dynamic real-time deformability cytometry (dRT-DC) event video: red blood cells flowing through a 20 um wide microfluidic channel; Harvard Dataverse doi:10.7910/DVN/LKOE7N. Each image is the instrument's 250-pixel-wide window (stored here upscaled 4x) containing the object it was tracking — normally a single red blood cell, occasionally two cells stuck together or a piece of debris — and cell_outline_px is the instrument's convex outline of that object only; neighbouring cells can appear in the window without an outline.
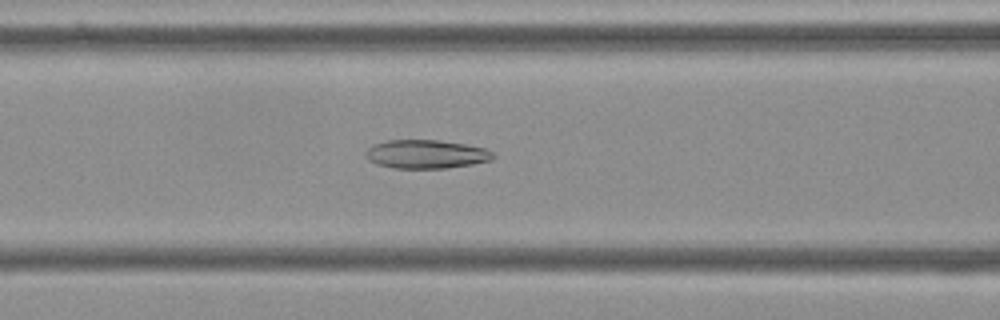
{"species": "Egyptian fruit bat (a non-hibernating species)", "species_latin": "Rousettus aegyptiacus", "temperature_condition": "cold", "stored_images_in_passage": 44, "camera_frame_rate_fps": 3000, "um_per_image_px": 0.085, "frame": {"image": 1, "passage_image": 11, "time_ms": 3.333, "image_size_px": [1000, 320], "cell_outline_px": [[496, 156], [492, 160], [472, 164], [448, 168], [392, 168], [376, 164], [368, 160], [364, 152], [372, 144], [388, 140], [440, 140], [464, 144], [484, 148], [496, 152]], "centroid_in_image_um": [36.23, 13.1], "position_along_channel_um": 130.4, "area_um2": 21.5}}
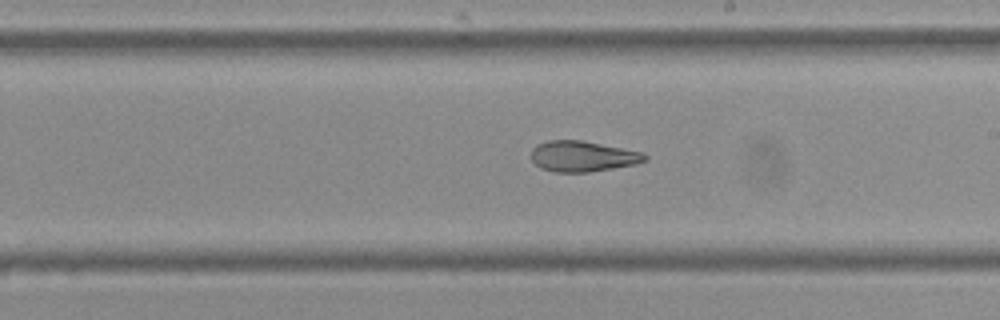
{"frame": {"image": 2, "passage_image": 20, "time_ms": 6.333, "image_size_px": [1000, 320], "cell_outline_px": [[648, 160], [636, 164], [588, 172], [552, 172], [540, 168], [532, 160], [532, 148], [536, 144], [548, 140], [580, 140], [644, 152], [648, 156]], "centroid_in_image_um": [49.53, 13.28], "position_along_channel_um": 239.5, "area_um2": 20.4}}
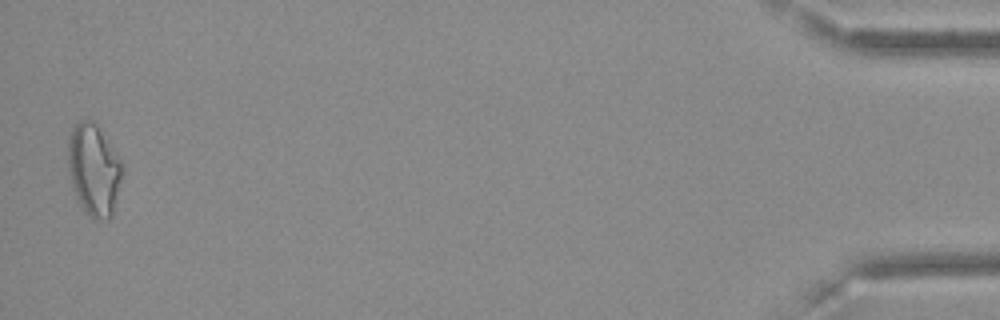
{"frame": {"image": 3, "passage_image": 43, "time_ms": 14.0, "image_size_px": [1000, 320], "cell_outline_px": [[120, 180], [112, 216], [108, 220], [96, 220], [88, 216], [84, 212], [76, 196], [72, 184], [68, 164], [68, 136], [72, 128], [80, 120], [92, 120], [96, 124], [120, 160]], "centroid_in_image_um": [7.93, 14.45], "position_along_channel_um": 427.3, "area_um2": 28.38}, "authors_computed_cell_mechanics": {"area_um2": 21.8195, "velocity_mm_per_s": 3.639, "shape_relaxation_time_tau1_ms": null, "shape_relaxation_time_tau2_ms": 3.5108, "deformation_change_tau1": null, "deformation_change_tau2": 0.1043}}